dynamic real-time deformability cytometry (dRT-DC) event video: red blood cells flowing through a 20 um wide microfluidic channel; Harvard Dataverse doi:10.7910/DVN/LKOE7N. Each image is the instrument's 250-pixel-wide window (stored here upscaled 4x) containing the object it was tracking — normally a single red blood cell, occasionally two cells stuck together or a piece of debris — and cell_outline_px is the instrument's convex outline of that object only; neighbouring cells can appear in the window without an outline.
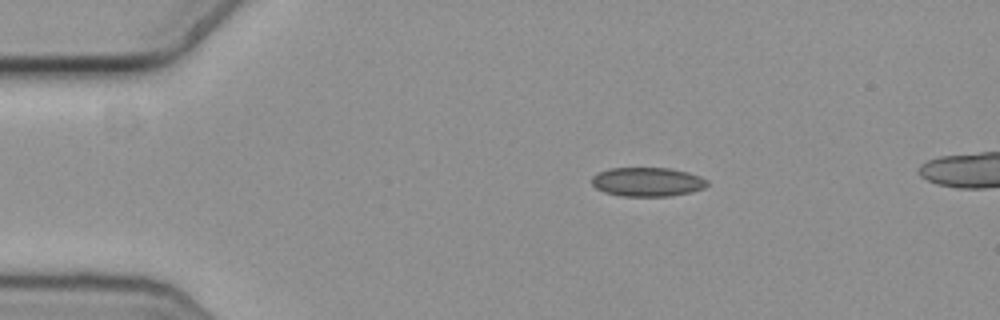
{"species": "common noctule bat (a hibernating species)", "species_latin": "Nyctalus noctula", "temperature_condition": "cold", "stored_images_in_passage": 47, "camera_frame_rate_fps": 3000, "um_per_image_px": 0.085, "animal": {"sex": "female", "body_mass_g": 19.3, "forearm_length_mm": 54.1}, "frame": {"image": 1, "passage_image": 1, "time_ms": 0.0, "image_size_px": [1000, 320], "cell_outline_px": [[708, 184], [704, 188], [692, 192], [672, 196], [624, 196], [604, 192], [596, 188], [592, 184], [592, 176], [596, 172], [608, 168], [668, 168], [688, 172], [700, 176], [708, 180]], "centroid_in_image_um": [55.03, 15.46], "position_along_channel_um": 30.0, "area_um2": 19.71}}
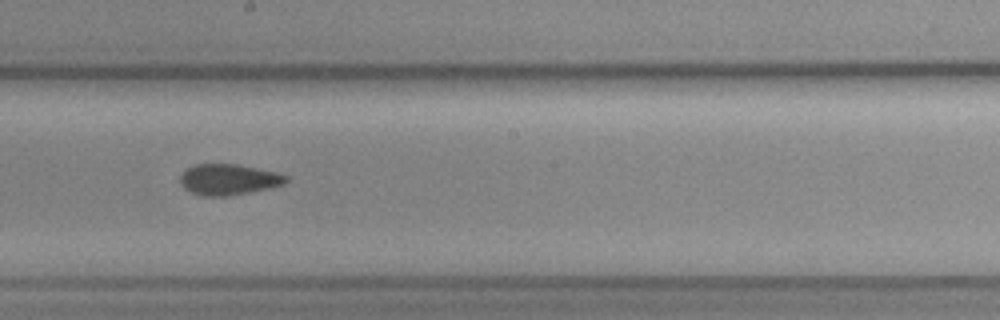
{"frame": {"image": 2, "passage_image": 22, "time_ms": 7.0, "image_size_px": [1000, 320], "cell_outline_px": [[288, 180], [284, 184], [272, 188], [228, 196], [200, 196], [184, 188], [180, 184], [180, 176], [188, 168], [196, 164], [236, 164], [276, 172], [288, 176]], "centroid_in_image_um": [19.44, 15.27], "position_along_channel_um": 228.8, "area_um2": 19.07}}
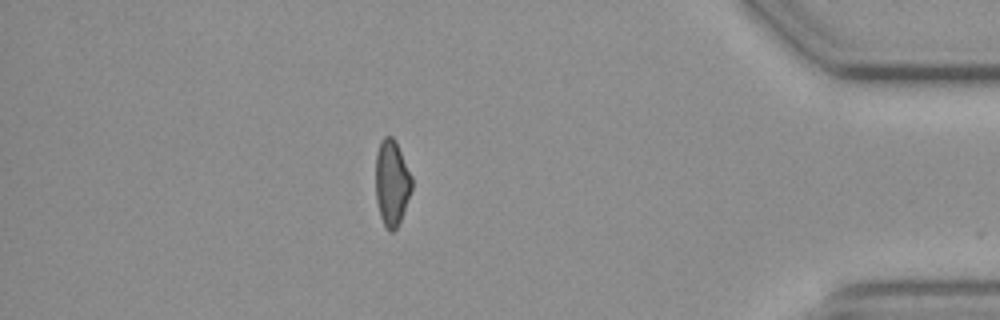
{"frame": {"image": 3, "passage_image": 40, "time_ms": 13.0, "image_size_px": [1000, 320], "cell_outline_px": [[412, 188], [400, 220], [396, 228], [392, 232], [388, 232], [380, 216], [376, 200], [376, 152], [380, 140], [384, 136], [392, 136], [396, 140], [412, 176]], "centroid_in_image_um": [33.29, 15.5], "position_along_channel_um": 401.9, "area_um2": 18.15}, "authors_computed_cell_mechanics": {"area_um2": 19.1896, "velocity_mm_per_s": 3.6188, "shape_relaxation_time_tau1_ms": null, "shape_relaxation_time_tau2_ms": 3.0137, "deformation_change_tau1": null, "deformation_change_tau2": 0.0619}}